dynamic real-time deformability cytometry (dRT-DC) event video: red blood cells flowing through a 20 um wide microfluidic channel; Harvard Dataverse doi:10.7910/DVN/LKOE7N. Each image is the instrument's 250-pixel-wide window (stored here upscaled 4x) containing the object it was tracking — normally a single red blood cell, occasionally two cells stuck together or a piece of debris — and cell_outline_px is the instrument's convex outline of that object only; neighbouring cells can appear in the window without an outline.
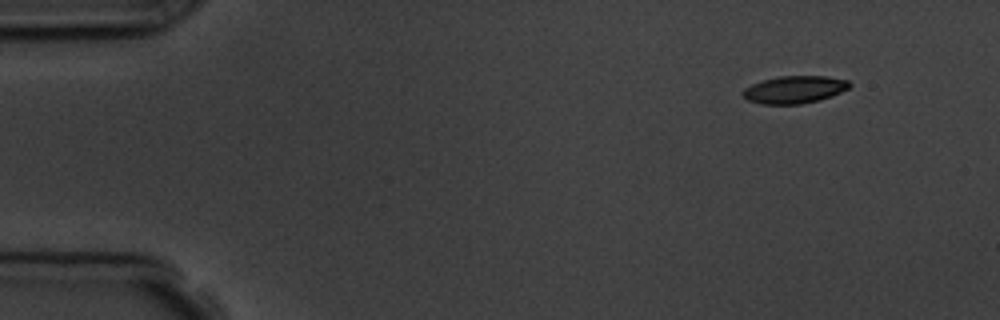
{"species": "common noctule bat (a hibernating species)", "species_latin": "Nyctalus noctula", "temperature_condition": "room temperature", "stored_images_in_passage": 4, "camera_frame_rate_fps": 3000, "um_per_image_px": 0.085, "animal": {"sex": "male", "body_mass_g": 19.5, "forearm_length_mm": 54.6}, "frame": {"image": 1, "passage_image": 1, "time_ms": 0.0, "image_size_px": [1000, 320], "cell_outline_px": [[852, 84], [848, 88], [832, 96], [820, 100], [800, 104], [760, 104], [748, 100], [740, 92], [744, 88], [752, 84], [776, 76], [828, 76], [848, 80]], "centroid_in_image_um": [67.53, 7.61], "position_along_channel_um": 17.5, "area_um2": 17.17}}
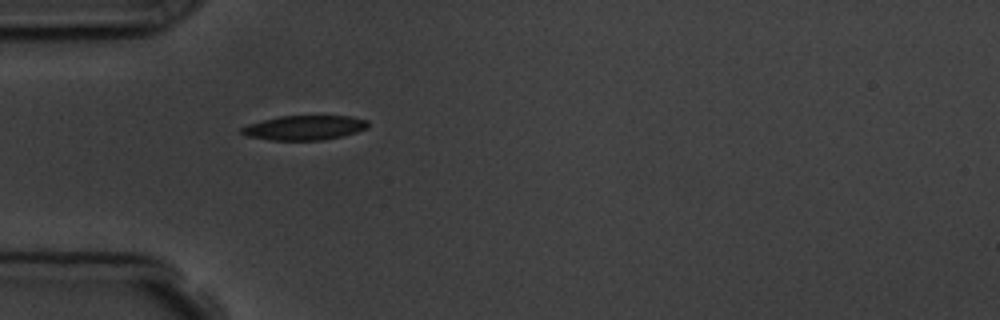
{"frame": {"image": 2, "passage_image": 4, "time_ms": 3.667, "image_size_px": [1000, 320], "cell_outline_px": [[368, 128], [356, 132], [324, 140], [272, 140], [248, 136], [240, 132], [240, 128], [248, 124], [280, 116], [348, 116], [368, 120]], "centroid_in_image_um": [25.88, 10.85], "position_along_channel_um": 59.1, "area_um2": 17.92}}